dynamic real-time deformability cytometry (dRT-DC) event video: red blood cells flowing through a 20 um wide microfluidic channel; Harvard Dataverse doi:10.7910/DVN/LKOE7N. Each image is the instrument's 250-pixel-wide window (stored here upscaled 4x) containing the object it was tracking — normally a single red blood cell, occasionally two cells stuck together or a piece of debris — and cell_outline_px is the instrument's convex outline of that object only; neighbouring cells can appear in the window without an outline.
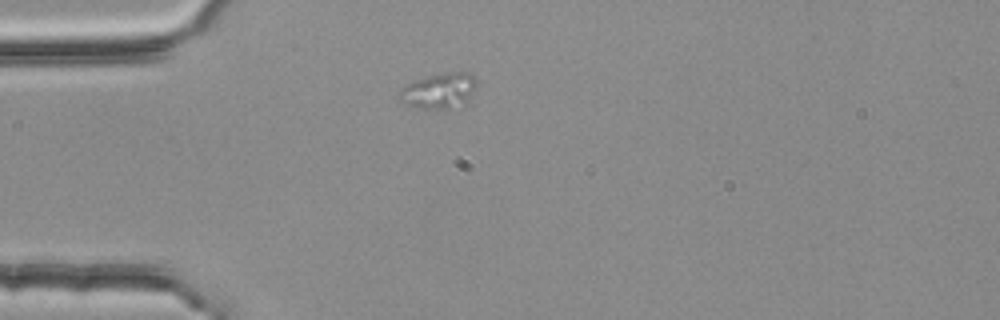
{"species": "common noctule bat (a hibernating species)", "species_latin": "Nyctalus noctula", "temperature_condition": "room temperature", "stored_images_in_passage": 2, "camera_frame_rate_fps": 3000, "um_per_image_px": 0.085, "animal": {"sex": "female", "body_mass_g": 25.1}, "frame": {"image": 1, "passage_image": 1, "time_ms": 0.0, "image_size_px": [1000, 320], "cell_outline_px": [[476, 84], [468, 96], [464, 100], [448, 108], [416, 108], [400, 100], [400, 88], [416, 80], [440, 72], [472, 72], [476, 76]], "centroid_in_image_um": [37.3, 7.66], "position_along_channel_um": 47.7, "area_um2": 15.37}}